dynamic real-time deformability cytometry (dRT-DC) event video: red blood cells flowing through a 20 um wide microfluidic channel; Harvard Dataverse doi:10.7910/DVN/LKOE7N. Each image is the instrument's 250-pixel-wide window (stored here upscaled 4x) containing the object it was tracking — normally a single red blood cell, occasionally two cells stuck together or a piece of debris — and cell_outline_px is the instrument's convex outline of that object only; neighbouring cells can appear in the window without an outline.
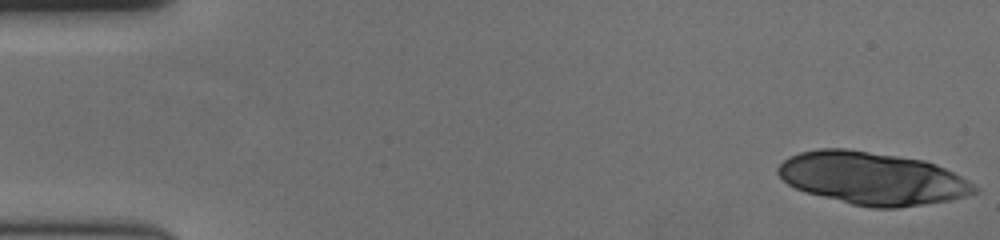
{"species": "human", "species_latin": "Homo sapiens", "temperature_condition": "cold", "stored_images_in_passage": 18, "camera_frame_rate_fps": 3000, "um_per_image_px": 0.085, "donor": {"sex": "female"}, "frame": {"image": 1, "passage_image": 1, "time_ms": 0.0, "image_size_px": [1000, 240], "cell_outline_px": [[944, 196], [932, 200], [908, 204], [860, 204], [812, 192], [800, 188], [792, 184], [780, 172], [780, 168], [788, 160], [796, 156], [808, 152], [860, 152], [916, 160], [932, 164], [940, 168], [944, 172]], "centroid_in_image_um": [73.58, 15.09], "position_along_channel_um": 11.4, "area_um2": 48.84}}
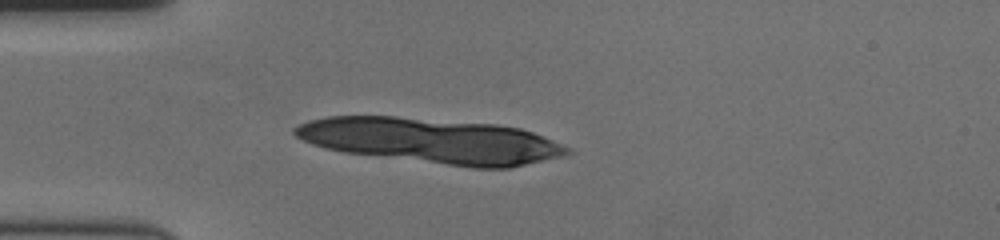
{"frame": {"image": 2, "passage_image": 15, "time_ms": 4.667, "image_size_px": [1000, 240], "cell_outline_px": [[544, 140], [540, 156], [516, 164], [460, 164], [360, 152], [336, 148], [320, 144], [296, 132], [300, 128], [308, 124], [320, 120], [344, 116], [380, 116], [512, 128], [528, 132]], "centroid_in_image_um": [36.2, 11.87], "position_along_channel_um": 48.8, "area_um2": 60.0}}